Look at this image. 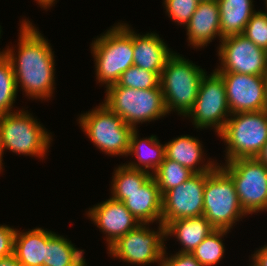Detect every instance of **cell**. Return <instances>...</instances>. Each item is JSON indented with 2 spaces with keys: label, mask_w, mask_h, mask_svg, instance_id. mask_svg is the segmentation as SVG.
<instances>
[{
  "label": "cell",
  "mask_w": 267,
  "mask_h": 266,
  "mask_svg": "<svg viewBox=\"0 0 267 266\" xmlns=\"http://www.w3.org/2000/svg\"><path fill=\"white\" fill-rule=\"evenodd\" d=\"M17 54L7 46L2 52L11 62L17 90L29 99L50 100L55 90V57L48 39L34 24L21 19Z\"/></svg>",
  "instance_id": "6da1fadb"
},
{
  "label": "cell",
  "mask_w": 267,
  "mask_h": 266,
  "mask_svg": "<svg viewBox=\"0 0 267 266\" xmlns=\"http://www.w3.org/2000/svg\"><path fill=\"white\" fill-rule=\"evenodd\" d=\"M94 39L90 46L96 81L107 88L116 84L121 74L134 65L132 29L128 23L118 22Z\"/></svg>",
  "instance_id": "7a4b0ae2"
},
{
  "label": "cell",
  "mask_w": 267,
  "mask_h": 266,
  "mask_svg": "<svg viewBox=\"0 0 267 266\" xmlns=\"http://www.w3.org/2000/svg\"><path fill=\"white\" fill-rule=\"evenodd\" d=\"M206 73L200 66L174 52L160 75V87L168 114L186 116L193 108L198 88Z\"/></svg>",
  "instance_id": "3957f363"
},
{
  "label": "cell",
  "mask_w": 267,
  "mask_h": 266,
  "mask_svg": "<svg viewBox=\"0 0 267 266\" xmlns=\"http://www.w3.org/2000/svg\"><path fill=\"white\" fill-rule=\"evenodd\" d=\"M0 141L4 151L44 159L51 146L52 133L27 110L0 115Z\"/></svg>",
  "instance_id": "277c9868"
},
{
  "label": "cell",
  "mask_w": 267,
  "mask_h": 266,
  "mask_svg": "<svg viewBox=\"0 0 267 266\" xmlns=\"http://www.w3.org/2000/svg\"><path fill=\"white\" fill-rule=\"evenodd\" d=\"M105 92L102 103L134 129L140 123L169 115L161 88L134 89L116 83L108 86Z\"/></svg>",
  "instance_id": "5b68a950"
},
{
  "label": "cell",
  "mask_w": 267,
  "mask_h": 266,
  "mask_svg": "<svg viewBox=\"0 0 267 266\" xmlns=\"http://www.w3.org/2000/svg\"><path fill=\"white\" fill-rule=\"evenodd\" d=\"M217 136L226 144V162L255 158L267 142V110L231 114Z\"/></svg>",
  "instance_id": "8992f818"
},
{
  "label": "cell",
  "mask_w": 267,
  "mask_h": 266,
  "mask_svg": "<svg viewBox=\"0 0 267 266\" xmlns=\"http://www.w3.org/2000/svg\"><path fill=\"white\" fill-rule=\"evenodd\" d=\"M203 196V216L215 229L231 232L236 222L247 217L239 203L233 180L219 165L206 172Z\"/></svg>",
  "instance_id": "52a82bcc"
},
{
  "label": "cell",
  "mask_w": 267,
  "mask_h": 266,
  "mask_svg": "<svg viewBox=\"0 0 267 266\" xmlns=\"http://www.w3.org/2000/svg\"><path fill=\"white\" fill-rule=\"evenodd\" d=\"M77 120L83 132L101 152L111 156H127L134 128L105 104L100 103L91 111H86Z\"/></svg>",
  "instance_id": "ba28073f"
},
{
  "label": "cell",
  "mask_w": 267,
  "mask_h": 266,
  "mask_svg": "<svg viewBox=\"0 0 267 266\" xmlns=\"http://www.w3.org/2000/svg\"><path fill=\"white\" fill-rule=\"evenodd\" d=\"M218 165L233 180L247 215L267 211V167L262 162L256 157L238 158Z\"/></svg>",
  "instance_id": "9c48e42d"
},
{
  "label": "cell",
  "mask_w": 267,
  "mask_h": 266,
  "mask_svg": "<svg viewBox=\"0 0 267 266\" xmlns=\"http://www.w3.org/2000/svg\"><path fill=\"white\" fill-rule=\"evenodd\" d=\"M230 115L222 77L215 70L209 75L206 72L201 79L193 108L185 118H190L198 130L212 127L218 135Z\"/></svg>",
  "instance_id": "30bf717a"
},
{
  "label": "cell",
  "mask_w": 267,
  "mask_h": 266,
  "mask_svg": "<svg viewBox=\"0 0 267 266\" xmlns=\"http://www.w3.org/2000/svg\"><path fill=\"white\" fill-rule=\"evenodd\" d=\"M150 224H139L135 229L120 237L107 250L111 257L136 265H149L161 261L165 248V226L158 224L157 231Z\"/></svg>",
  "instance_id": "8fae6325"
},
{
  "label": "cell",
  "mask_w": 267,
  "mask_h": 266,
  "mask_svg": "<svg viewBox=\"0 0 267 266\" xmlns=\"http://www.w3.org/2000/svg\"><path fill=\"white\" fill-rule=\"evenodd\" d=\"M219 43L217 56L221 65L214 69L216 72L266 76V50L258 47L242 34L223 37Z\"/></svg>",
  "instance_id": "7c38bea8"
},
{
  "label": "cell",
  "mask_w": 267,
  "mask_h": 266,
  "mask_svg": "<svg viewBox=\"0 0 267 266\" xmlns=\"http://www.w3.org/2000/svg\"><path fill=\"white\" fill-rule=\"evenodd\" d=\"M206 172L195 173L184 183L166 191L162 195L161 223L203 215V191Z\"/></svg>",
  "instance_id": "4fadbf2b"
},
{
  "label": "cell",
  "mask_w": 267,
  "mask_h": 266,
  "mask_svg": "<svg viewBox=\"0 0 267 266\" xmlns=\"http://www.w3.org/2000/svg\"><path fill=\"white\" fill-rule=\"evenodd\" d=\"M223 79L231 114L267 110L265 76L217 72Z\"/></svg>",
  "instance_id": "5bb4252c"
},
{
  "label": "cell",
  "mask_w": 267,
  "mask_h": 266,
  "mask_svg": "<svg viewBox=\"0 0 267 266\" xmlns=\"http://www.w3.org/2000/svg\"><path fill=\"white\" fill-rule=\"evenodd\" d=\"M87 217L106 234L107 249L140 223L123 202L111 197L88 209Z\"/></svg>",
  "instance_id": "9a60e30c"
},
{
  "label": "cell",
  "mask_w": 267,
  "mask_h": 266,
  "mask_svg": "<svg viewBox=\"0 0 267 266\" xmlns=\"http://www.w3.org/2000/svg\"><path fill=\"white\" fill-rule=\"evenodd\" d=\"M188 45L204 48L216 37L221 41L220 12L217 0L200 1L196 11L185 26Z\"/></svg>",
  "instance_id": "2e32d148"
},
{
  "label": "cell",
  "mask_w": 267,
  "mask_h": 266,
  "mask_svg": "<svg viewBox=\"0 0 267 266\" xmlns=\"http://www.w3.org/2000/svg\"><path fill=\"white\" fill-rule=\"evenodd\" d=\"M123 203L140 224L161 223L162 195L153 176L140 189L124 192Z\"/></svg>",
  "instance_id": "e0dca14e"
},
{
  "label": "cell",
  "mask_w": 267,
  "mask_h": 266,
  "mask_svg": "<svg viewBox=\"0 0 267 266\" xmlns=\"http://www.w3.org/2000/svg\"><path fill=\"white\" fill-rule=\"evenodd\" d=\"M132 29L134 66L161 75L167 59L174 53L157 33L136 34Z\"/></svg>",
  "instance_id": "ac0fdd59"
},
{
  "label": "cell",
  "mask_w": 267,
  "mask_h": 266,
  "mask_svg": "<svg viewBox=\"0 0 267 266\" xmlns=\"http://www.w3.org/2000/svg\"><path fill=\"white\" fill-rule=\"evenodd\" d=\"M165 152L166 158L178 162L194 173L211 172L219 164L211 158L203 164L206 160L203 144L199 139L190 135H181L165 143Z\"/></svg>",
  "instance_id": "d6986e66"
},
{
  "label": "cell",
  "mask_w": 267,
  "mask_h": 266,
  "mask_svg": "<svg viewBox=\"0 0 267 266\" xmlns=\"http://www.w3.org/2000/svg\"><path fill=\"white\" fill-rule=\"evenodd\" d=\"M54 233L42 227L29 231L16 229L13 254L22 266H45V244Z\"/></svg>",
  "instance_id": "ffe728a7"
},
{
  "label": "cell",
  "mask_w": 267,
  "mask_h": 266,
  "mask_svg": "<svg viewBox=\"0 0 267 266\" xmlns=\"http://www.w3.org/2000/svg\"><path fill=\"white\" fill-rule=\"evenodd\" d=\"M137 130L136 128L131 133L127 154V157L132 155L137 161L131 162L130 160L125 165L132 169L144 170L153 174L166 157L165 144H161L156 135L140 138Z\"/></svg>",
  "instance_id": "44dd1931"
},
{
  "label": "cell",
  "mask_w": 267,
  "mask_h": 266,
  "mask_svg": "<svg viewBox=\"0 0 267 266\" xmlns=\"http://www.w3.org/2000/svg\"><path fill=\"white\" fill-rule=\"evenodd\" d=\"M214 230L215 228L203 215L176 219L165 225V239L174 236L176 241L183 246L178 252L192 253Z\"/></svg>",
  "instance_id": "7402d4cb"
},
{
  "label": "cell",
  "mask_w": 267,
  "mask_h": 266,
  "mask_svg": "<svg viewBox=\"0 0 267 266\" xmlns=\"http://www.w3.org/2000/svg\"><path fill=\"white\" fill-rule=\"evenodd\" d=\"M220 12L221 36L243 34L254 10L253 0H217Z\"/></svg>",
  "instance_id": "603a6c76"
},
{
  "label": "cell",
  "mask_w": 267,
  "mask_h": 266,
  "mask_svg": "<svg viewBox=\"0 0 267 266\" xmlns=\"http://www.w3.org/2000/svg\"><path fill=\"white\" fill-rule=\"evenodd\" d=\"M83 253L67 237L54 233L45 244V266H88Z\"/></svg>",
  "instance_id": "cb8c5ba5"
},
{
  "label": "cell",
  "mask_w": 267,
  "mask_h": 266,
  "mask_svg": "<svg viewBox=\"0 0 267 266\" xmlns=\"http://www.w3.org/2000/svg\"><path fill=\"white\" fill-rule=\"evenodd\" d=\"M111 182V198L120 202L124 201V192H133L140 189L152 176L151 173L132 169L124 164L115 168Z\"/></svg>",
  "instance_id": "d4e9b609"
},
{
  "label": "cell",
  "mask_w": 267,
  "mask_h": 266,
  "mask_svg": "<svg viewBox=\"0 0 267 266\" xmlns=\"http://www.w3.org/2000/svg\"><path fill=\"white\" fill-rule=\"evenodd\" d=\"M230 233L229 230L215 229L191 253L203 266H214L222 261L225 245L222 239Z\"/></svg>",
  "instance_id": "484cf974"
},
{
  "label": "cell",
  "mask_w": 267,
  "mask_h": 266,
  "mask_svg": "<svg viewBox=\"0 0 267 266\" xmlns=\"http://www.w3.org/2000/svg\"><path fill=\"white\" fill-rule=\"evenodd\" d=\"M194 174L189 168L165 157L152 176L157 182L161 195H163L166 191L184 183Z\"/></svg>",
  "instance_id": "4316f807"
},
{
  "label": "cell",
  "mask_w": 267,
  "mask_h": 266,
  "mask_svg": "<svg viewBox=\"0 0 267 266\" xmlns=\"http://www.w3.org/2000/svg\"><path fill=\"white\" fill-rule=\"evenodd\" d=\"M18 94L13 68L9 59L0 53V115L12 113Z\"/></svg>",
  "instance_id": "83f0119b"
},
{
  "label": "cell",
  "mask_w": 267,
  "mask_h": 266,
  "mask_svg": "<svg viewBox=\"0 0 267 266\" xmlns=\"http://www.w3.org/2000/svg\"><path fill=\"white\" fill-rule=\"evenodd\" d=\"M117 84L134 89H151L160 87V76L137 66H131L121 74Z\"/></svg>",
  "instance_id": "f1b7e54d"
},
{
  "label": "cell",
  "mask_w": 267,
  "mask_h": 266,
  "mask_svg": "<svg viewBox=\"0 0 267 266\" xmlns=\"http://www.w3.org/2000/svg\"><path fill=\"white\" fill-rule=\"evenodd\" d=\"M165 12L178 25L185 27L196 11L200 0H163Z\"/></svg>",
  "instance_id": "f546056e"
},
{
  "label": "cell",
  "mask_w": 267,
  "mask_h": 266,
  "mask_svg": "<svg viewBox=\"0 0 267 266\" xmlns=\"http://www.w3.org/2000/svg\"><path fill=\"white\" fill-rule=\"evenodd\" d=\"M242 35L267 51V14L265 11H256L251 16Z\"/></svg>",
  "instance_id": "4dcf8cb0"
},
{
  "label": "cell",
  "mask_w": 267,
  "mask_h": 266,
  "mask_svg": "<svg viewBox=\"0 0 267 266\" xmlns=\"http://www.w3.org/2000/svg\"><path fill=\"white\" fill-rule=\"evenodd\" d=\"M167 254V255H166ZM161 266H203L201 265L191 253L176 252L168 257L166 248L163 253Z\"/></svg>",
  "instance_id": "1f68e13d"
},
{
  "label": "cell",
  "mask_w": 267,
  "mask_h": 266,
  "mask_svg": "<svg viewBox=\"0 0 267 266\" xmlns=\"http://www.w3.org/2000/svg\"><path fill=\"white\" fill-rule=\"evenodd\" d=\"M16 228L0 224V258L13 254Z\"/></svg>",
  "instance_id": "d6a6232c"
},
{
  "label": "cell",
  "mask_w": 267,
  "mask_h": 266,
  "mask_svg": "<svg viewBox=\"0 0 267 266\" xmlns=\"http://www.w3.org/2000/svg\"><path fill=\"white\" fill-rule=\"evenodd\" d=\"M251 257L252 266H267V245L257 249Z\"/></svg>",
  "instance_id": "836d02e7"
},
{
  "label": "cell",
  "mask_w": 267,
  "mask_h": 266,
  "mask_svg": "<svg viewBox=\"0 0 267 266\" xmlns=\"http://www.w3.org/2000/svg\"><path fill=\"white\" fill-rule=\"evenodd\" d=\"M0 266H22L14 254L0 258Z\"/></svg>",
  "instance_id": "e575fe53"
},
{
  "label": "cell",
  "mask_w": 267,
  "mask_h": 266,
  "mask_svg": "<svg viewBox=\"0 0 267 266\" xmlns=\"http://www.w3.org/2000/svg\"><path fill=\"white\" fill-rule=\"evenodd\" d=\"M256 158L267 167V142L264 144L262 150Z\"/></svg>",
  "instance_id": "d590c367"
},
{
  "label": "cell",
  "mask_w": 267,
  "mask_h": 266,
  "mask_svg": "<svg viewBox=\"0 0 267 266\" xmlns=\"http://www.w3.org/2000/svg\"><path fill=\"white\" fill-rule=\"evenodd\" d=\"M44 10L50 9L57 1L56 0H35Z\"/></svg>",
  "instance_id": "8d00e7d4"
},
{
  "label": "cell",
  "mask_w": 267,
  "mask_h": 266,
  "mask_svg": "<svg viewBox=\"0 0 267 266\" xmlns=\"http://www.w3.org/2000/svg\"><path fill=\"white\" fill-rule=\"evenodd\" d=\"M2 162H3V152H2L1 141H0V173H1L2 169H3L2 165L4 164Z\"/></svg>",
  "instance_id": "74e56055"
},
{
  "label": "cell",
  "mask_w": 267,
  "mask_h": 266,
  "mask_svg": "<svg viewBox=\"0 0 267 266\" xmlns=\"http://www.w3.org/2000/svg\"><path fill=\"white\" fill-rule=\"evenodd\" d=\"M1 33H2V29H1V25H0V39H1V36H2Z\"/></svg>",
  "instance_id": "f35d334b"
},
{
  "label": "cell",
  "mask_w": 267,
  "mask_h": 266,
  "mask_svg": "<svg viewBox=\"0 0 267 266\" xmlns=\"http://www.w3.org/2000/svg\"><path fill=\"white\" fill-rule=\"evenodd\" d=\"M265 79H266V89H267V74H266V76H265Z\"/></svg>",
  "instance_id": "ab89813d"
},
{
  "label": "cell",
  "mask_w": 267,
  "mask_h": 266,
  "mask_svg": "<svg viewBox=\"0 0 267 266\" xmlns=\"http://www.w3.org/2000/svg\"><path fill=\"white\" fill-rule=\"evenodd\" d=\"M265 7H266V9H265V13L267 14V12H266V10H267V3H265Z\"/></svg>",
  "instance_id": "60d3db41"
}]
</instances>
